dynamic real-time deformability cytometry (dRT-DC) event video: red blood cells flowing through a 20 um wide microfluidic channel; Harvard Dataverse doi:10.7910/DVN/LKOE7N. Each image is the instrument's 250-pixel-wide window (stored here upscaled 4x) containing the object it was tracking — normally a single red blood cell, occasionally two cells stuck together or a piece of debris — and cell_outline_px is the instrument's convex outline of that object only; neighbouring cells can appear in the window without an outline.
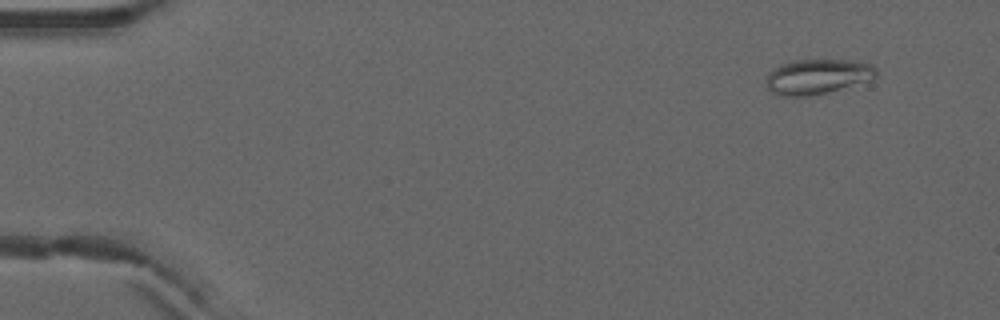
{"species": "common noctule bat (a hibernating species)", "species_latin": "Nyctalus noctula", "temperature_condition": "warm", "stored_images_in_passage": 6, "camera_frame_rate_fps": 3000, "um_per_image_px": 0.085, "animal": {"sex": "male", "forearm_length_mm": 52.5}, "frame": {"image": 1, "passage_image": 2, "time_ms": 0.333, "image_size_px": [1000, 320], "cell_outline_px": [[876, 80], [828, 92], [808, 96], [784, 96], [768, 92], [768, 72], [780, 64], [792, 60], [848, 60], [872, 64], [876, 68]], "centroid_in_image_um": [69.52, 6.51], "position_along_channel_um": 15.5, "area_um2": 22.72}}